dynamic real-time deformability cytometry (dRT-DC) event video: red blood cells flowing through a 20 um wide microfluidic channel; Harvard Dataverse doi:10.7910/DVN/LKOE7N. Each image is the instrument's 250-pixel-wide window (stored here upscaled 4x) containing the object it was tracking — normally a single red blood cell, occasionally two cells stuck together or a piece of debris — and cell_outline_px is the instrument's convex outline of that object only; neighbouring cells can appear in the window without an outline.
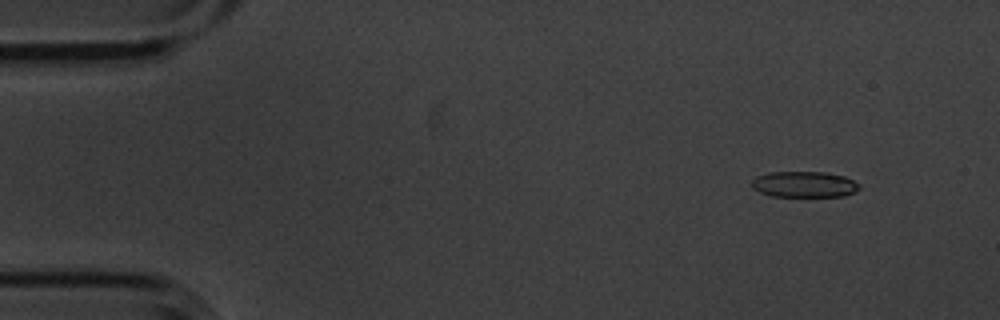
{"species": "common noctule bat (a hibernating species)", "species_latin": "Nyctalus noctula", "temperature_condition": "cold", "stored_images_in_passage": 4, "camera_frame_rate_fps": 3000, "um_per_image_px": 0.085, "animal": {"sex": "male", "body_mass_g": 20.1, "forearm_length_mm": 53.5}, "frame": {"image": 1, "passage_image": 1, "time_ms": 0.0, "image_size_px": [1000, 320], "cell_outline_px": [[860, 188], [856, 192], [844, 196], [772, 196], [760, 192], [752, 188], [752, 180], [756, 176], [768, 172], [824, 172], [844, 176], [860, 184]], "centroid_in_image_um": [68.36, 15.67], "position_along_channel_um": 16.6, "area_um2": 16.3}}